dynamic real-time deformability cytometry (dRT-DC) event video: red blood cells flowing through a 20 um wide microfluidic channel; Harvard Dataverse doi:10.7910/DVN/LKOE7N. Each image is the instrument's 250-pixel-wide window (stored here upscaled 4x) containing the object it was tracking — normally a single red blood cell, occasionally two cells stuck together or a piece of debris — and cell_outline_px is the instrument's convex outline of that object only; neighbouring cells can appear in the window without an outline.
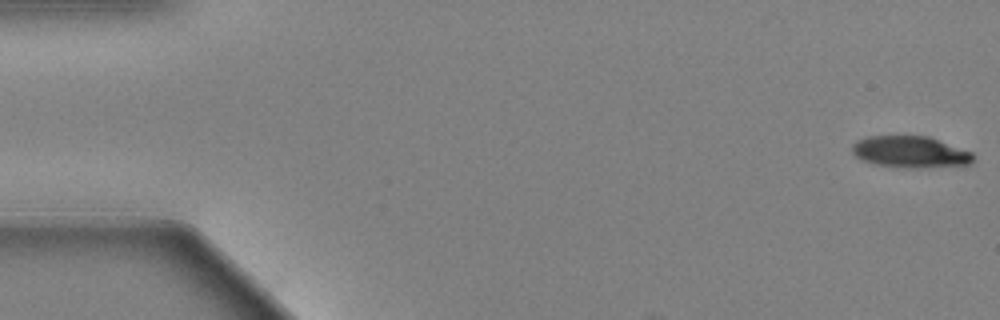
{"species": "Egyptian fruit bat (a non-hibernating species)", "species_latin": "Rousettus aegyptiacus", "temperature_condition": "warm", "stored_images_in_passage": 60, "camera_frame_rate_fps": 3000, "um_per_image_px": 0.085, "animal": {"sex": "female"}, "frame": {"image": 1, "passage_image": 1, "time_ms": 0.0, "image_size_px": [1000, 320], "cell_outline_px": [[972, 164], [916, 168], [908, 168], [876, 164], [864, 160], [856, 156], [852, 152], [852, 144], [856, 140], [864, 136], [928, 136], [972, 152]], "centroid_in_image_um": [77.35, 12.9], "position_along_channel_um": 7.7, "area_um2": 22.14}}
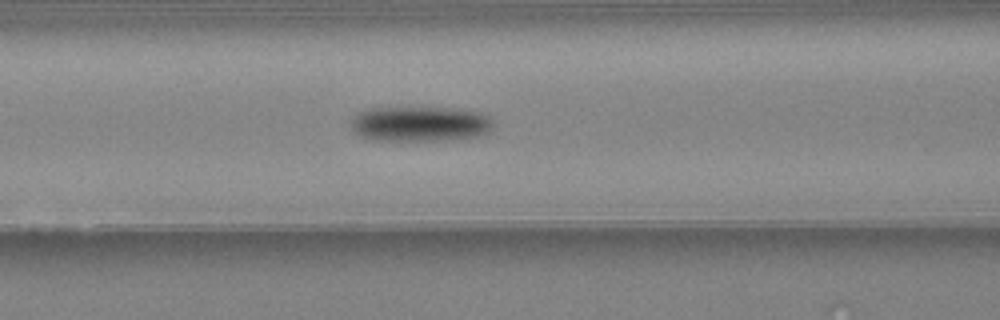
{"frame": {"image": 2, "passage_image": 25, "time_ms": 8.0, "image_size_px": [1000, 320], "cell_outline_px": [[492, 124], [488, 132], [476, 136], [448, 140], [372, 140], [360, 136], [352, 128], [352, 116], [356, 112], [368, 108], [448, 108], [480, 112], [488, 116], [492, 120]], "centroid_in_image_um": [35.66, 10.53], "position_along_channel_um": 130.9, "area_um2": 29.02}}
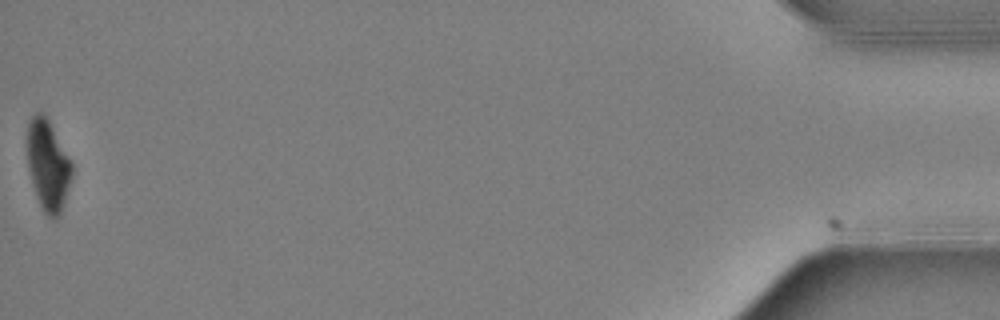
{"frame": {"image": 3, "passage_image": 60, "time_ms": 19.667, "image_size_px": [1000, 320], "cell_outline_px": [[72, 176], [60, 216], [56, 220], [48, 216], [44, 212], [36, 196], [32, 184], [28, 168], [28, 120], [36, 112], [44, 112], [72, 164]], "centroid_in_image_um": [4.07, 14.07], "position_along_channel_um": 431.1, "area_um2": 23.35}, "authors_computed_cell_mechanics": {"area_um2": 26.7036, "velocity_mm_per_s": 3.417, "shape_relaxation_time_tau1_ms": 2.6122, "shape_relaxation_time_tau2_ms": null, "deformation_change_tau1": 0.1584, "deformation_change_tau2": null}}